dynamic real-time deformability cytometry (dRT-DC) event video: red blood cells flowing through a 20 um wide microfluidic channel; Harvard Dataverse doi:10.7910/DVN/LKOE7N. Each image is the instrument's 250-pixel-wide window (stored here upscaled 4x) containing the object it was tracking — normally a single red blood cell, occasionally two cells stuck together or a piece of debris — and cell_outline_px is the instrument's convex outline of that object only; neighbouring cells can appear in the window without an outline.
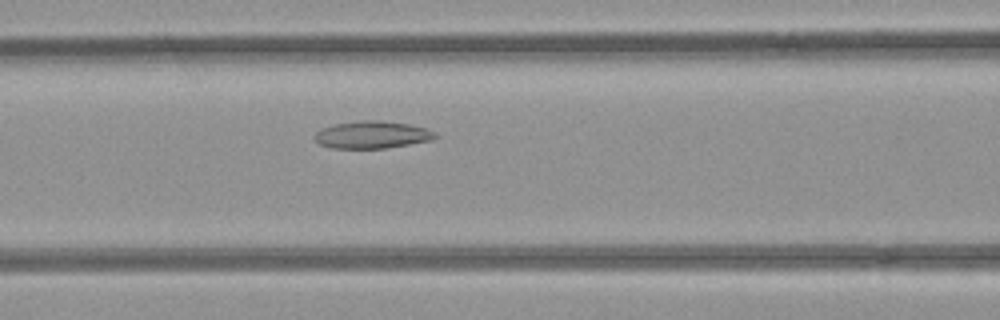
{"species": "common noctule bat (a hibernating species)", "species_latin": "Nyctalus noctula", "temperature_condition": "room temperature", "stored_images_in_passage": 35, "camera_frame_rate_fps": 3000, "um_per_image_px": 0.085, "animal": {"sex": "female", "body_mass_g": 21.9}, "frame": {"image": 1, "passage_image": 15, "time_ms": 4.667, "image_size_px": [1000, 320], "cell_outline_px": [[440, 136], [432, 140], [384, 148], [332, 148], [320, 144], [312, 136], [320, 128], [336, 124], [360, 120], [380, 120], [408, 124], [428, 128], [436, 132]], "centroid_in_image_um": [31.65, 11.44], "position_along_channel_um": 135.0, "area_um2": 19.31}}
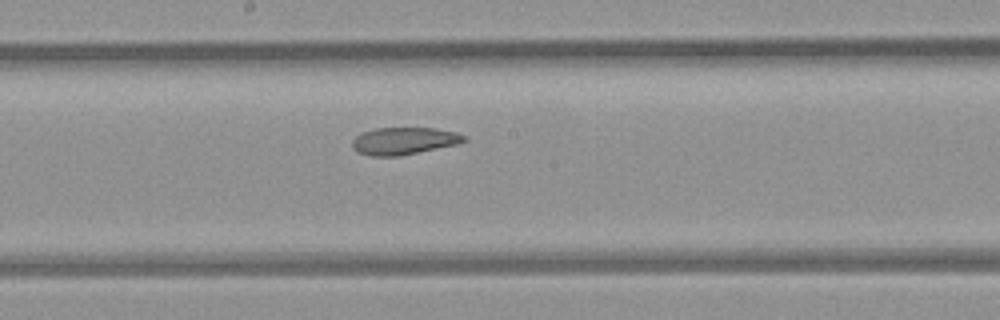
{"frame": {"image": 2, "passage_image": 21, "time_ms": 6.667, "image_size_px": [1000, 320], "cell_outline_px": [[468, 140], [460, 144], [400, 156], [372, 156], [356, 152], [352, 148], [352, 140], [356, 136], [364, 132], [376, 128], [436, 128], [456, 132], [468, 136]], "centroid_in_image_um": [34.39, 11.98], "position_along_channel_um": 213.8, "area_um2": 18.03}}
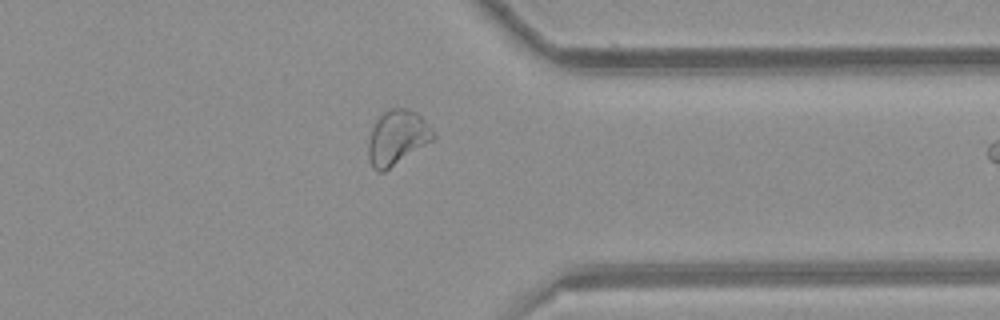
{"frame": {"image": 3, "passage_image": 34, "time_ms": 11.0, "image_size_px": [1000, 320], "cell_outline_px": [[436, 140], [384, 172], [376, 172], [372, 168], [368, 156], [368, 140], [372, 128], [376, 120], [388, 108], [408, 108], [416, 112], [424, 120], [436, 136]], "centroid_in_image_um": [33.76, 11.72], "position_along_channel_um": 377.6, "area_um2": 21.04}}